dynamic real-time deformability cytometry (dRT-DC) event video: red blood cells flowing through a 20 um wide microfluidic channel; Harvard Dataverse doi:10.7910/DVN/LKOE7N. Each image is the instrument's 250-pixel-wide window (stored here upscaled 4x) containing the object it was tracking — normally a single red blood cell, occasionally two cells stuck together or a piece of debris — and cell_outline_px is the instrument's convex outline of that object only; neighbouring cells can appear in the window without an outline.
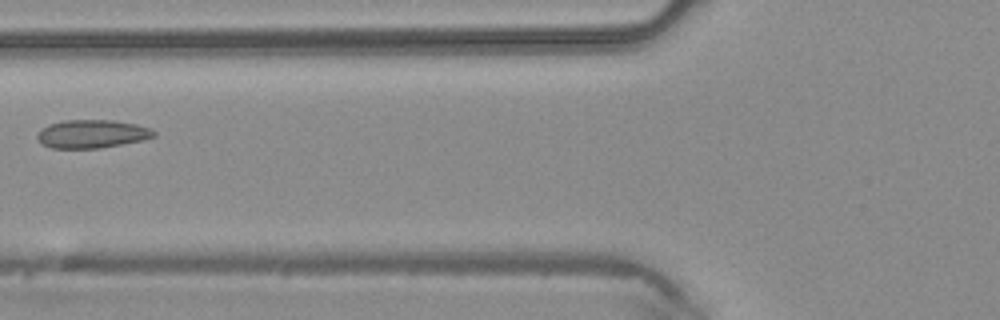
{"species": "common noctule bat (a hibernating species)", "species_latin": "Nyctalus noctula", "temperature_condition": "warm", "stored_images_in_passage": 4, "camera_frame_rate_fps": 3000, "um_per_image_px": 0.085, "animal": {"sex": "male", "body_mass_g": 20.4}, "frame": {"image": 1, "passage_image": 4, "time_ms": 1.0, "image_size_px": [1000, 320], "cell_outline_px": [[156, 136], [144, 140], [100, 148], [52, 148], [44, 144], [36, 136], [48, 124], [64, 120], [112, 120], [136, 124], [148, 128], [156, 132]], "centroid_in_image_um": [7.86, 11.38], "position_along_channel_um": 117.9, "area_um2": 19.02}}